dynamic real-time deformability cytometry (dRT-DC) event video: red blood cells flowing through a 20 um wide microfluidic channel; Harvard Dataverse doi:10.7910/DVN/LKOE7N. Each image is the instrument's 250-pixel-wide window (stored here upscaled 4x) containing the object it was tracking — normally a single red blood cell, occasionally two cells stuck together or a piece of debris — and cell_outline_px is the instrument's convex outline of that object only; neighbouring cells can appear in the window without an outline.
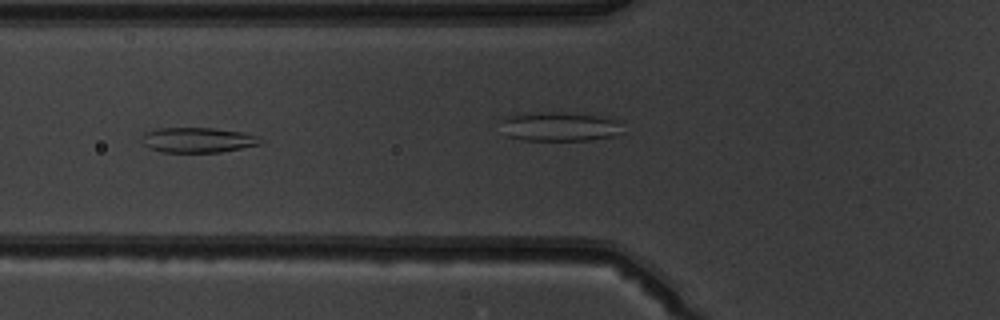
{"species": "common noctule bat (a hibernating species)", "species_latin": "Nyctalus noctula", "temperature_condition": "warm", "stored_images_in_passage": 8, "camera_frame_rate_fps": 3000, "um_per_image_px": 0.085, "animal": {"sex": "male", "body_mass_g": 19.5, "forearm_length_mm": 54.6}, "frame": {"image": 1, "passage_image": 6, "time_ms": 5.667, "image_size_px": [1000, 320], "cell_outline_px": [[264, 144], [220, 152], [160, 152], [148, 148], [140, 140], [144, 132], [156, 128], [212, 128], [244, 132], [256, 136]], "centroid_in_image_um": [16.77, 11.9], "position_along_channel_um": 109.0, "area_um2": 17.51}}